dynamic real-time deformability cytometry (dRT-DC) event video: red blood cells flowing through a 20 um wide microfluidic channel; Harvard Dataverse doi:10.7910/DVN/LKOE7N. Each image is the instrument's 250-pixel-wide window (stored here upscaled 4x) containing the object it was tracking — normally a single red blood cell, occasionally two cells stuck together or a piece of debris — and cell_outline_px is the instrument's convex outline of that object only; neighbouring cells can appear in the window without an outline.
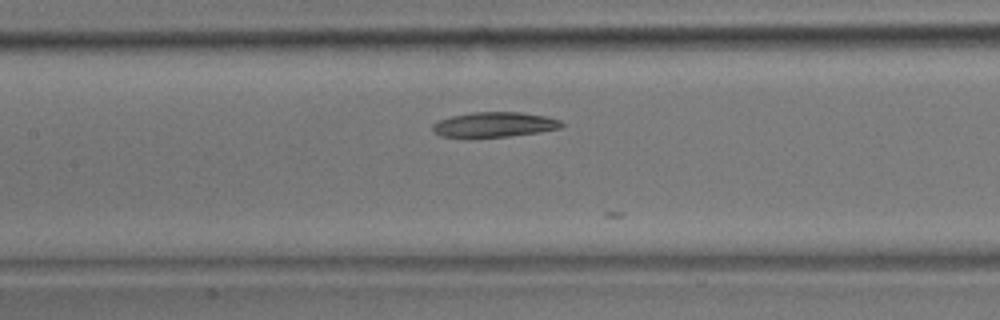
{"species": "common noctule bat (a hibernating species)", "species_latin": "Nyctalus noctula", "temperature_condition": "room temperature", "stored_images_in_passage": 18, "camera_frame_rate_fps": 3000, "um_per_image_px": 0.085, "animal": {"sex": "male", "body_mass_g": 17.9}, "frame": {"image": 1, "passage_image": 13, "time_ms": 4.0, "image_size_px": [1000, 320], "cell_outline_px": [[564, 124], [560, 128], [540, 132], [508, 136], [468, 140], [444, 136], [436, 132], [432, 128], [432, 124], [436, 120], [452, 116], [472, 112], [520, 112], [544, 116], [560, 120]], "centroid_in_image_um": [41.95, 10.62], "position_along_channel_um": 165.4, "area_um2": 19.31}}